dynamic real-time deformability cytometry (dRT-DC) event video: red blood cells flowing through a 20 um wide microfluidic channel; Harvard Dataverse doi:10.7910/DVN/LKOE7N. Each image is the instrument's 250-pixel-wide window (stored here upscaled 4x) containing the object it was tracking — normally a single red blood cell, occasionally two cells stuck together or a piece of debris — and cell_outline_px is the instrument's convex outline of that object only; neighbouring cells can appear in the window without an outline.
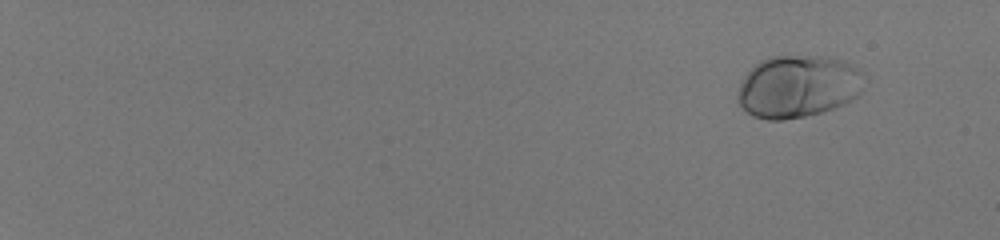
{"species": "human", "species_latin": "Homo sapiens", "temperature_condition": "room temperature", "stored_images_in_passage": 52, "camera_frame_rate_fps": 3000, "um_per_image_px": 0.085, "donor": {"sex": "male"}, "frame": {"image": 1, "passage_image": 2, "time_ms": 0.333, "image_size_px": [1000, 240], "cell_outline_px": [[860, 92], [852, 100], [844, 104], [820, 112], [804, 116], [784, 120], [768, 120], [752, 116], [736, 100], [736, 92], [744, 76], [760, 60], [768, 56], [820, 56], [840, 60], [856, 68], [860, 72]], "centroid_in_image_um": [67.74, 7.36], "position_along_channel_um": 17.3, "area_um2": 45.49}}
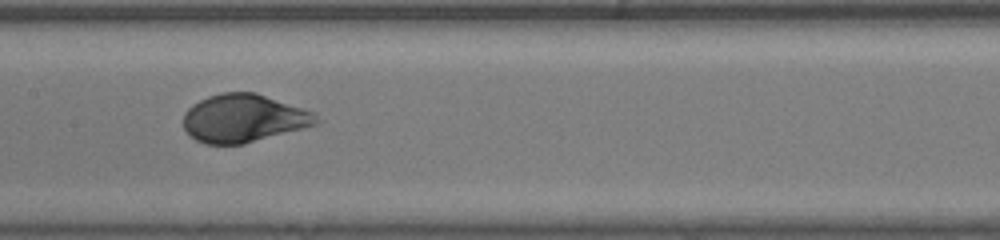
{"frame": {"image": 2, "passage_image": 31, "time_ms": 10.0, "image_size_px": [1000, 240], "cell_outline_px": [[320, 120], [316, 124], [304, 128], [244, 144], [204, 144], [188, 136], [184, 128], [184, 112], [192, 104], [208, 96], [220, 92], [256, 92], [312, 112]], "centroid_in_image_um": [20.66, 10.06], "position_along_channel_um": 186.7, "area_um2": 37.17}}
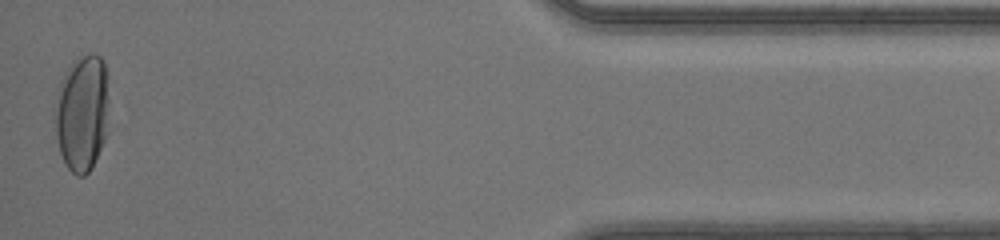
{"frame": {"image": 3, "passage_image": 52, "time_ms": 17.0, "image_size_px": [1000, 240], "cell_outline_px": [[108, 100], [104, 140], [92, 168], [84, 176], [76, 176], [68, 168], [60, 152], [56, 136], [52, 112], [60, 80], [68, 68], [76, 60], [92, 52], [100, 56], [104, 60], [108, 76]], "centroid_in_image_um": [6.95, 9.58], "position_along_channel_um": 428.2, "area_um2": 37.11}, "authors_computed_cell_mechanics": {"area_um2": 38.8127, "velocity_mm_per_s": 4.1383, "shape_relaxation_time_tau1_ms": 2.5196, "shape_relaxation_time_tau2_ms": null, "deformation_change_tau1": 0.1584, "deformation_change_tau2": null}}